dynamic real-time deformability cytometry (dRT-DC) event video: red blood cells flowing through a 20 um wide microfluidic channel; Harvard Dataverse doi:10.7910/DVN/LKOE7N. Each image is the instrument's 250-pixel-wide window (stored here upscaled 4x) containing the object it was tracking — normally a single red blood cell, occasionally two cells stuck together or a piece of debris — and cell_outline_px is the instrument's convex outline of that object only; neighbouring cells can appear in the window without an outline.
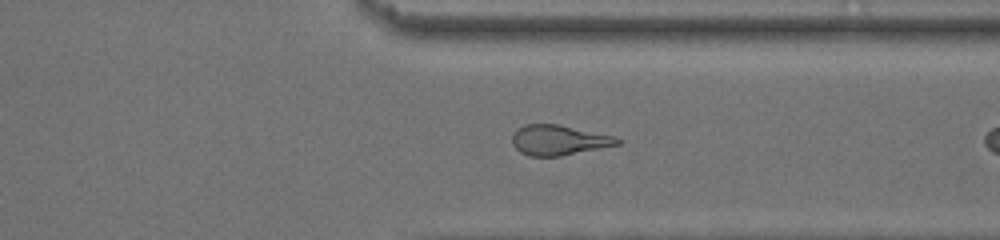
{"species": "common noctule bat (a hibernating species)", "species_latin": "Nyctalus noctula", "temperature_condition": "room temperature", "stored_images_in_passage": 25, "camera_frame_rate_fps": 3000, "um_per_image_px": 0.085, "animal": {"sex": "male", "body_mass_g": 13.0, "forearm_length_mm": 53.1}, "frame": {"image": 1, "passage_image": 23, "time_ms": 7.333, "image_size_px": [1000, 240], "cell_outline_px": [[624, 140], [620, 144], [560, 156], [528, 156], [520, 152], [512, 144], [512, 132], [516, 128], [524, 124], [560, 124], [616, 136]], "centroid_in_image_um": [47.49, 11.89], "position_along_channel_um": 363.9, "area_um2": 18.79}}